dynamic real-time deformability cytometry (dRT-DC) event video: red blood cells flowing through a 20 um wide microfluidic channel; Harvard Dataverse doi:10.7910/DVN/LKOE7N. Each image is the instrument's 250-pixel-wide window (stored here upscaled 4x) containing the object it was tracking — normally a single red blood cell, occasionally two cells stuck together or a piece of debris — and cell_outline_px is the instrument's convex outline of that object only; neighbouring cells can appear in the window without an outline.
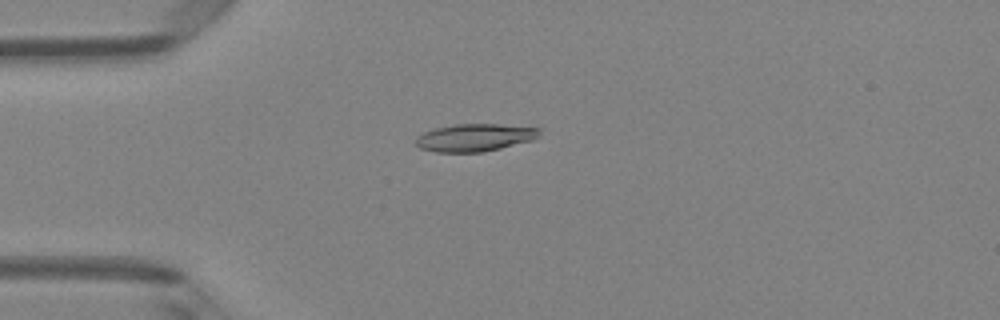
{"species": "Egyptian fruit bat (a non-hibernating species)", "species_latin": "Rousettus aegyptiacus", "temperature_condition": "room temperature", "stored_images_in_passage": 3, "camera_frame_rate_fps": 3000, "um_per_image_px": 0.085, "animal": {"sex": "female"}, "frame": {"image": 1, "passage_image": 3, "time_ms": 2.333, "image_size_px": [1000, 320], "cell_outline_px": [[540, 136], [532, 140], [484, 152], [436, 152], [420, 148], [416, 144], [416, 136], [424, 132], [436, 128], [456, 124], [496, 124], [540, 128]], "centroid_in_image_um": [40.35, 11.69], "position_along_channel_um": 44.6, "area_um2": 19.77}}